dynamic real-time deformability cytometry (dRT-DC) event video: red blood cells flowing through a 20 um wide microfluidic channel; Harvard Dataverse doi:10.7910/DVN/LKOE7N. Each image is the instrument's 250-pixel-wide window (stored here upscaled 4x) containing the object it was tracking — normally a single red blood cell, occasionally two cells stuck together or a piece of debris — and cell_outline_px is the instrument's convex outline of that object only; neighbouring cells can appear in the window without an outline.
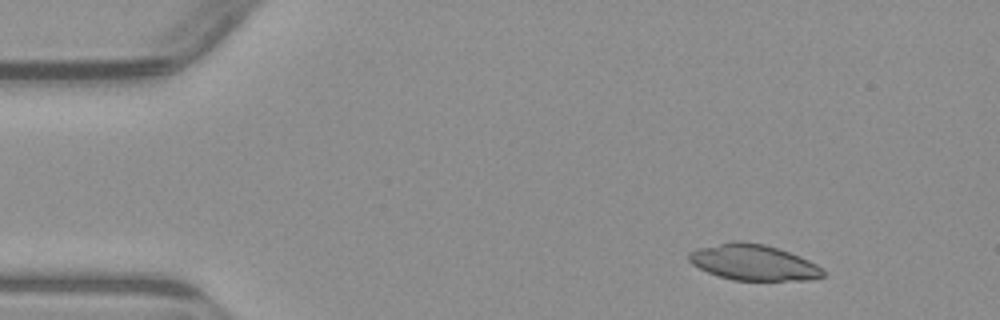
{"species": "common noctule bat (a hibernating species)", "species_latin": "Nyctalus noctula", "temperature_condition": "warm", "stored_images_in_passage": 4, "camera_frame_rate_fps": 3000, "um_per_image_px": 0.085, "animal": {"sex": "male", "body_mass_g": 23.1, "forearm_length_mm": 52.7}, "frame": {"image": 1, "passage_image": 2, "time_ms": 1.333, "image_size_px": [1000, 320], "cell_outline_px": [[824, 276], [812, 280], [732, 280], [708, 272], [692, 264], [688, 260], [688, 252], [700, 248], [728, 240], [740, 240], [764, 244], [800, 256], [824, 268]], "centroid_in_image_um": [64.04, 22.29], "position_along_channel_um": 21.0, "area_um2": 28.09}}